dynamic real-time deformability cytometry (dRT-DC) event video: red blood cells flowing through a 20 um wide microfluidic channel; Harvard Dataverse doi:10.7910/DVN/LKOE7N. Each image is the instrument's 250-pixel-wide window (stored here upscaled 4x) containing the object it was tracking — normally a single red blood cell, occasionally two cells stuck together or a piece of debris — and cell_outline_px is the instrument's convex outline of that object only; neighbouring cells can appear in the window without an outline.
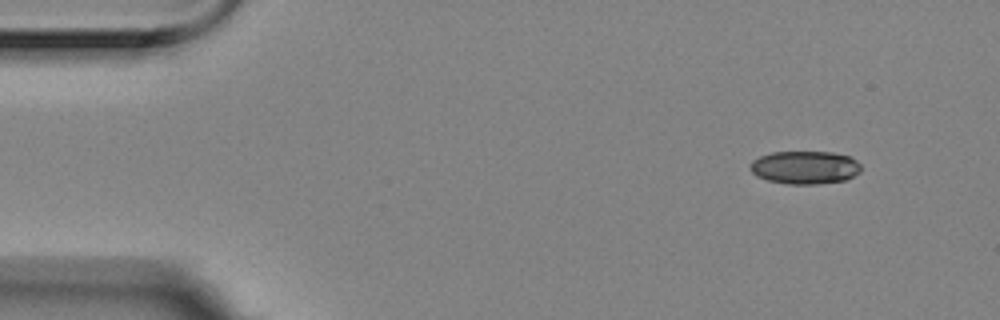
{"species": "Egyptian fruit bat (a non-hibernating species)", "species_latin": "Rousettus aegyptiacus", "temperature_condition": "room temperature", "stored_images_in_passage": 4, "segment_of_instrument_passage": [2, 2], "camera_frame_rate_fps": 3000, "um_per_image_px": 0.085, "animal": {"sex": "female"}, "frame": {"image": 1, "passage_image": 4, "time_ms": 1.0, "image_size_px": [1000, 320], "cell_outline_px": [[860, 172], [844, 180], [816, 184], [788, 184], [768, 180], [756, 176], [752, 172], [752, 160], [760, 156], [772, 152], [832, 152], [848, 156], [856, 160], [860, 164]], "centroid_in_image_um": [68.42, 14.23], "position_along_channel_um": 16.6, "area_um2": 21.15}}